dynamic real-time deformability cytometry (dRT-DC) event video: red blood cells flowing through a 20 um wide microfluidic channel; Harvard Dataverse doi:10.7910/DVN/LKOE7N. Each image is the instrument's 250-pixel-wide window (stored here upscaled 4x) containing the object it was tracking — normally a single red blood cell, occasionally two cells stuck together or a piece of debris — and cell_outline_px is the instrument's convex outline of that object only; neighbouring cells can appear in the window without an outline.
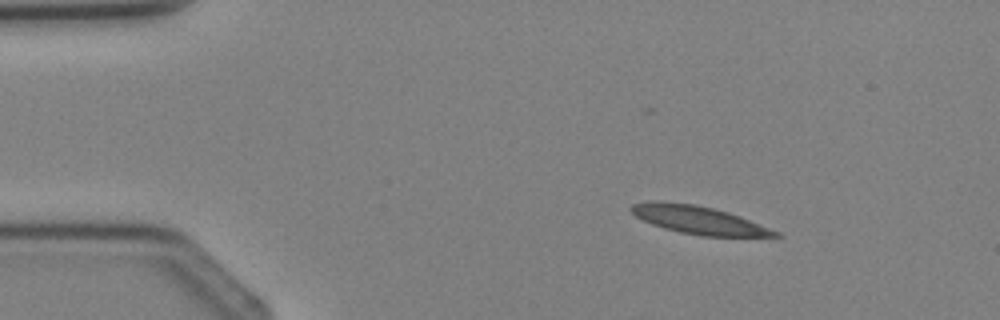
{"species": "Egyptian fruit bat (a non-hibernating species)", "species_latin": "Rousettus aegyptiacus", "temperature_condition": "cold", "stored_images_in_passage": 2, "camera_frame_rate_fps": 3000, "um_per_image_px": 0.085, "animal": {"sex": "female"}, "frame": {"image": 1, "passage_image": 1, "time_ms": 0.0, "image_size_px": [1000, 320], "cell_outline_px": [[784, 236], [700, 236], [680, 232], [664, 228], [652, 224], [636, 216], [628, 208], [632, 204], [660, 200], [696, 204], [728, 212], [740, 216], [780, 232]], "centroid_in_image_um": [59.38, 18.69], "position_along_channel_um": 25.6, "area_um2": 23.41}}